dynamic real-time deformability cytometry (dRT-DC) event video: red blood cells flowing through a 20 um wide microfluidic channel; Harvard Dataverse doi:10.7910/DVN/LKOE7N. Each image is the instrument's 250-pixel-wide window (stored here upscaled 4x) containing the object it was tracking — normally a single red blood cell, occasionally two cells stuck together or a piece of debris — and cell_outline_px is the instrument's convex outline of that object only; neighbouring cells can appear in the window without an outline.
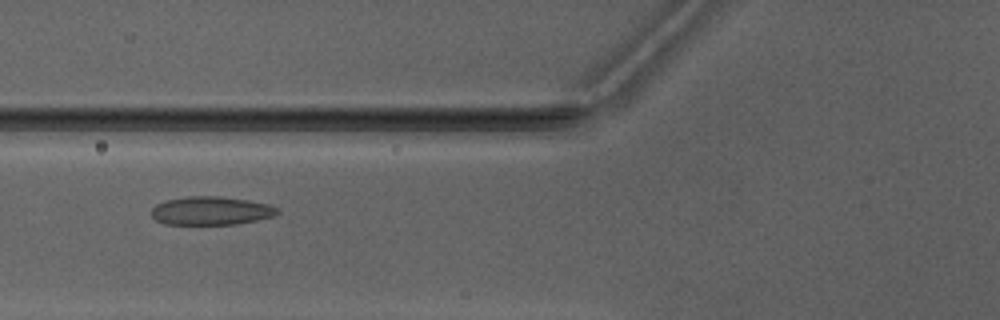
{"species": "Egyptian fruit bat (a non-hibernating species)", "species_latin": "Rousettus aegyptiacus", "temperature_condition": "warm", "stored_images_in_passage": 5, "camera_frame_rate_fps": 3000, "um_per_image_px": 0.085, "animal": {"sex": "male"}, "frame": {"image": 1, "passage_image": 5, "time_ms": 4.667, "image_size_px": [1000, 320], "cell_outline_px": [[280, 212], [276, 216], [236, 224], [164, 224], [156, 220], [152, 216], [152, 208], [156, 204], [168, 200], [188, 196], [220, 196], [248, 200], [268, 204], [276, 208]], "centroid_in_image_um": [17.95, 17.91], "position_along_channel_um": 107.8, "area_um2": 20.81}}